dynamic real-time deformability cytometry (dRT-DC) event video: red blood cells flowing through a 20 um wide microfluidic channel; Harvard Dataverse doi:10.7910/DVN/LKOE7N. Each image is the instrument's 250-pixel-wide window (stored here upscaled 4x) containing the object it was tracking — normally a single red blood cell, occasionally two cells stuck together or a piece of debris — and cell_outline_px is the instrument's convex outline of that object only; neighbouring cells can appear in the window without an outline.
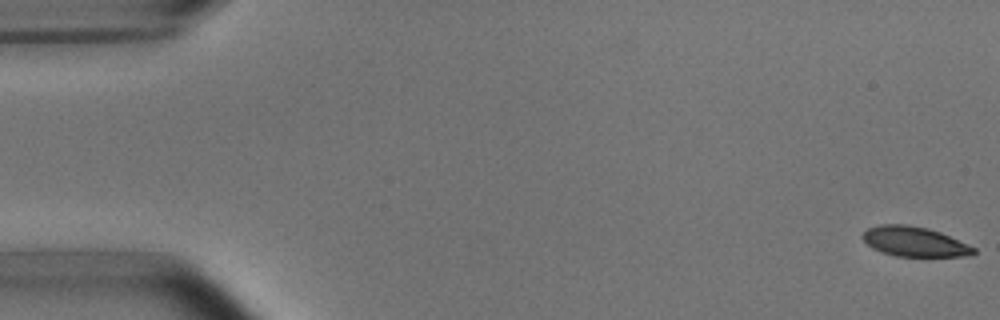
{"species": "common noctule bat (a hibernating species)", "species_latin": "Nyctalus noctula", "temperature_condition": "room temperature", "stored_images_in_passage": 9, "camera_frame_rate_fps": 3000, "um_per_image_px": 0.085, "animal": {"sex": "male", "body_mass_g": 15.6}, "frame": {"image": 1, "passage_image": 1, "time_ms": 0.0, "image_size_px": [1000, 320], "cell_outline_px": [[976, 252], [972, 256], [896, 256], [880, 252], [872, 248], [860, 236], [868, 228], [880, 224], [904, 224], [928, 228], [940, 232], [976, 248]], "centroid_in_image_um": [77.71, 20.54], "position_along_channel_um": 7.3, "area_um2": 19.31}}
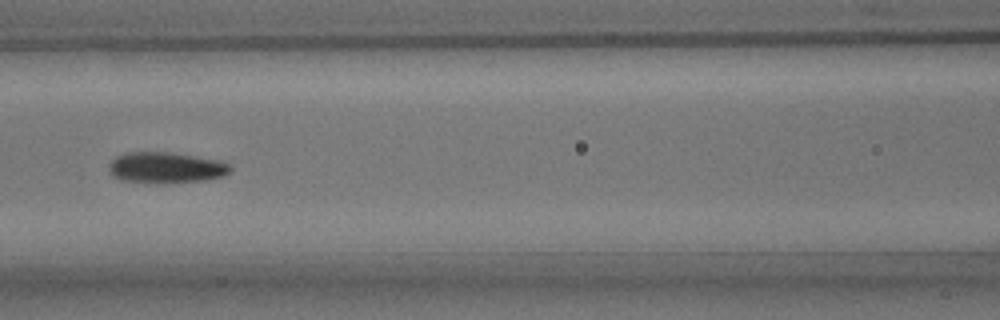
{"frame": {"image": 2, "passage_image": 7, "time_ms": 7.667, "image_size_px": [1000, 320], "cell_outline_px": [[232, 172], [224, 176], [204, 180], [120, 180], [112, 176], [108, 168], [108, 164], [116, 156], [124, 152], [172, 152], [220, 160], [232, 164]], "centroid_in_image_um": [14.14, 14.18], "position_along_channel_um": 152.5, "area_um2": 21.27}}
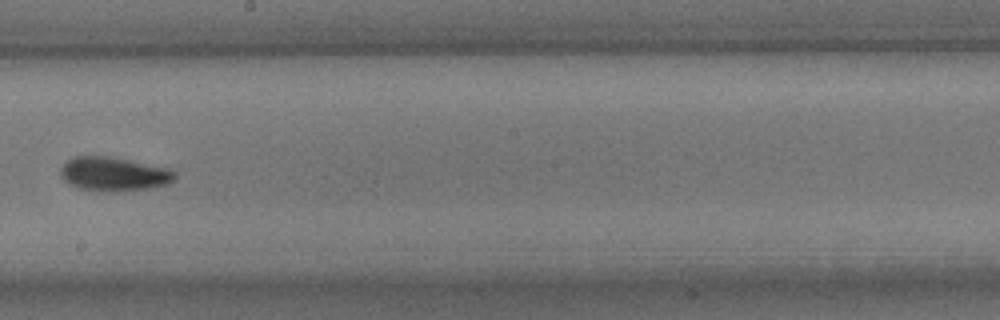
{"frame": {"image": 3, "passage_image": 9, "time_ms": 10.0, "image_size_px": [1000, 320], "cell_outline_px": [[176, 176], [168, 184], [144, 188], [76, 188], [68, 184], [60, 176], [60, 168], [68, 160], [76, 156], [104, 156], [172, 168], [176, 172]], "centroid_in_image_um": [9.66, 14.73], "position_along_channel_um": 238.5, "area_um2": 21.5}}